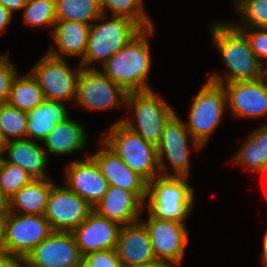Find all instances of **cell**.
<instances>
[{
	"mask_svg": "<svg viewBox=\"0 0 267 267\" xmlns=\"http://www.w3.org/2000/svg\"><path fill=\"white\" fill-rule=\"evenodd\" d=\"M84 267H125L119 260L116 249L99 250L83 257Z\"/></svg>",
	"mask_w": 267,
	"mask_h": 267,
	"instance_id": "cell-35",
	"label": "cell"
},
{
	"mask_svg": "<svg viewBox=\"0 0 267 267\" xmlns=\"http://www.w3.org/2000/svg\"><path fill=\"white\" fill-rule=\"evenodd\" d=\"M263 246H267V230H266V233L264 235Z\"/></svg>",
	"mask_w": 267,
	"mask_h": 267,
	"instance_id": "cell-46",
	"label": "cell"
},
{
	"mask_svg": "<svg viewBox=\"0 0 267 267\" xmlns=\"http://www.w3.org/2000/svg\"><path fill=\"white\" fill-rule=\"evenodd\" d=\"M141 222L149 233L156 261L168 267L179 265L188 244L189 233L185 223L157 219L149 213L148 219Z\"/></svg>",
	"mask_w": 267,
	"mask_h": 267,
	"instance_id": "cell-12",
	"label": "cell"
},
{
	"mask_svg": "<svg viewBox=\"0 0 267 267\" xmlns=\"http://www.w3.org/2000/svg\"><path fill=\"white\" fill-rule=\"evenodd\" d=\"M81 68L74 71L63 58L48 53L34 65L30 73L43 90L45 100H76L77 82Z\"/></svg>",
	"mask_w": 267,
	"mask_h": 267,
	"instance_id": "cell-8",
	"label": "cell"
},
{
	"mask_svg": "<svg viewBox=\"0 0 267 267\" xmlns=\"http://www.w3.org/2000/svg\"><path fill=\"white\" fill-rule=\"evenodd\" d=\"M25 267H77L83 256L72 232L53 231L22 262Z\"/></svg>",
	"mask_w": 267,
	"mask_h": 267,
	"instance_id": "cell-13",
	"label": "cell"
},
{
	"mask_svg": "<svg viewBox=\"0 0 267 267\" xmlns=\"http://www.w3.org/2000/svg\"><path fill=\"white\" fill-rule=\"evenodd\" d=\"M188 137L192 138L185 122L175 112L165 123L160 141L156 146L160 175L188 178L190 170ZM164 156L170 162V166H173L174 174L167 171L172 168L165 166Z\"/></svg>",
	"mask_w": 267,
	"mask_h": 267,
	"instance_id": "cell-9",
	"label": "cell"
},
{
	"mask_svg": "<svg viewBox=\"0 0 267 267\" xmlns=\"http://www.w3.org/2000/svg\"><path fill=\"white\" fill-rule=\"evenodd\" d=\"M121 226L92 210L72 233L81 255L99 250L116 249Z\"/></svg>",
	"mask_w": 267,
	"mask_h": 267,
	"instance_id": "cell-18",
	"label": "cell"
},
{
	"mask_svg": "<svg viewBox=\"0 0 267 267\" xmlns=\"http://www.w3.org/2000/svg\"><path fill=\"white\" fill-rule=\"evenodd\" d=\"M232 160L254 172L267 169V123L248 136Z\"/></svg>",
	"mask_w": 267,
	"mask_h": 267,
	"instance_id": "cell-26",
	"label": "cell"
},
{
	"mask_svg": "<svg viewBox=\"0 0 267 267\" xmlns=\"http://www.w3.org/2000/svg\"><path fill=\"white\" fill-rule=\"evenodd\" d=\"M212 39L221 58L228 67L225 78L212 74L208 80L216 84H228L237 81H253L263 77L261 65L253 53L246 35L232 22H216L211 29Z\"/></svg>",
	"mask_w": 267,
	"mask_h": 267,
	"instance_id": "cell-1",
	"label": "cell"
},
{
	"mask_svg": "<svg viewBox=\"0 0 267 267\" xmlns=\"http://www.w3.org/2000/svg\"><path fill=\"white\" fill-rule=\"evenodd\" d=\"M102 141L147 182L160 175L157 147L145 141L122 122L113 124Z\"/></svg>",
	"mask_w": 267,
	"mask_h": 267,
	"instance_id": "cell-4",
	"label": "cell"
},
{
	"mask_svg": "<svg viewBox=\"0 0 267 267\" xmlns=\"http://www.w3.org/2000/svg\"><path fill=\"white\" fill-rule=\"evenodd\" d=\"M86 137L84 127L68 116L57 123L43 140L45 151L56 155L75 153L85 147Z\"/></svg>",
	"mask_w": 267,
	"mask_h": 267,
	"instance_id": "cell-24",
	"label": "cell"
},
{
	"mask_svg": "<svg viewBox=\"0 0 267 267\" xmlns=\"http://www.w3.org/2000/svg\"><path fill=\"white\" fill-rule=\"evenodd\" d=\"M142 0H100V9L103 14L107 11L113 16H121L136 22L142 29L152 28L153 25L146 15Z\"/></svg>",
	"mask_w": 267,
	"mask_h": 267,
	"instance_id": "cell-29",
	"label": "cell"
},
{
	"mask_svg": "<svg viewBox=\"0 0 267 267\" xmlns=\"http://www.w3.org/2000/svg\"><path fill=\"white\" fill-rule=\"evenodd\" d=\"M44 215H27L8 212L5 232L6 252L21 262L51 233Z\"/></svg>",
	"mask_w": 267,
	"mask_h": 267,
	"instance_id": "cell-11",
	"label": "cell"
},
{
	"mask_svg": "<svg viewBox=\"0 0 267 267\" xmlns=\"http://www.w3.org/2000/svg\"><path fill=\"white\" fill-rule=\"evenodd\" d=\"M116 252L124 266L160 263L154 256L147 228L140 220L121 226Z\"/></svg>",
	"mask_w": 267,
	"mask_h": 267,
	"instance_id": "cell-19",
	"label": "cell"
},
{
	"mask_svg": "<svg viewBox=\"0 0 267 267\" xmlns=\"http://www.w3.org/2000/svg\"><path fill=\"white\" fill-rule=\"evenodd\" d=\"M45 101L43 90L31 73L14 78L7 104L29 112Z\"/></svg>",
	"mask_w": 267,
	"mask_h": 267,
	"instance_id": "cell-27",
	"label": "cell"
},
{
	"mask_svg": "<svg viewBox=\"0 0 267 267\" xmlns=\"http://www.w3.org/2000/svg\"><path fill=\"white\" fill-rule=\"evenodd\" d=\"M24 11V22L30 26H55V0H27Z\"/></svg>",
	"mask_w": 267,
	"mask_h": 267,
	"instance_id": "cell-32",
	"label": "cell"
},
{
	"mask_svg": "<svg viewBox=\"0 0 267 267\" xmlns=\"http://www.w3.org/2000/svg\"><path fill=\"white\" fill-rule=\"evenodd\" d=\"M263 78L267 81V66L263 68Z\"/></svg>",
	"mask_w": 267,
	"mask_h": 267,
	"instance_id": "cell-45",
	"label": "cell"
},
{
	"mask_svg": "<svg viewBox=\"0 0 267 267\" xmlns=\"http://www.w3.org/2000/svg\"><path fill=\"white\" fill-rule=\"evenodd\" d=\"M65 171L66 187L94 208L109 186L94 159L88 156L84 160H73Z\"/></svg>",
	"mask_w": 267,
	"mask_h": 267,
	"instance_id": "cell-16",
	"label": "cell"
},
{
	"mask_svg": "<svg viewBox=\"0 0 267 267\" xmlns=\"http://www.w3.org/2000/svg\"><path fill=\"white\" fill-rule=\"evenodd\" d=\"M223 85L234 117L256 118L267 114V81H237Z\"/></svg>",
	"mask_w": 267,
	"mask_h": 267,
	"instance_id": "cell-15",
	"label": "cell"
},
{
	"mask_svg": "<svg viewBox=\"0 0 267 267\" xmlns=\"http://www.w3.org/2000/svg\"><path fill=\"white\" fill-rule=\"evenodd\" d=\"M7 209V201L0 194V212H3Z\"/></svg>",
	"mask_w": 267,
	"mask_h": 267,
	"instance_id": "cell-44",
	"label": "cell"
},
{
	"mask_svg": "<svg viewBox=\"0 0 267 267\" xmlns=\"http://www.w3.org/2000/svg\"><path fill=\"white\" fill-rule=\"evenodd\" d=\"M143 29L129 18L113 16L110 21L91 24L87 49L82 68L96 69L89 64L102 61L104 65L114 54L121 50ZM86 66V67H83Z\"/></svg>",
	"mask_w": 267,
	"mask_h": 267,
	"instance_id": "cell-6",
	"label": "cell"
},
{
	"mask_svg": "<svg viewBox=\"0 0 267 267\" xmlns=\"http://www.w3.org/2000/svg\"><path fill=\"white\" fill-rule=\"evenodd\" d=\"M235 6L248 28H267V0H236Z\"/></svg>",
	"mask_w": 267,
	"mask_h": 267,
	"instance_id": "cell-33",
	"label": "cell"
},
{
	"mask_svg": "<svg viewBox=\"0 0 267 267\" xmlns=\"http://www.w3.org/2000/svg\"><path fill=\"white\" fill-rule=\"evenodd\" d=\"M27 121V112L7 103H0V132L7 141L25 139Z\"/></svg>",
	"mask_w": 267,
	"mask_h": 267,
	"instance_id": "cell-30",
	"label": "cell"
},
{
	"mask_svg": "<svg viewBox=\"0 0 267 267\" xmlns=\"http://www.w3.org/2000/svg\"><path fill=\"white\" fill-rule=\"evenodd\" d=\"M33 178L18 165L0 161V194L8 201Z\"/></svg>",
	"mask_w": 267,
	"mask_h": 267,
	"instance_id": "cell-31",
	"label": "cell"
},
{
	"mask_svg": "<svg viewBox=\"0 0 267 267\" xmlns=\"http://www.w3.org/2000/svg\"><path fill=\"white\" fill-rule=\"evenodd\" d=\"M50 179H33L7 201V210L17 214L44 215L48 196L54 186Z\"/></svg>",
	"mask_w": 267,
	"mask_h": 267,
	"instance_id": "cell-23",
	"label": "cell"
},
{
	"mask_svg": "<svg viewBox=\"0 0 267 267\" xmlns=\"http://www.w3.org/2000/svg\"><path fill=\"white\" fill-rule=\"evenodd\" d=\"M260 173H266V175H267V169L261 171ZM266 179H267V177H266Z\"/></svg>",
	"mask_w": 267,
	"mask_h": 267,
	"instance_id": "cell-47",
	"label": "cell"
},
{
	"mask_svg": "<svg viewBox=\"0 0 267 267\" xmlns=\"http://www.w3.org/2000/svg\"><path fill=\"white\" fill-rule=\"evenodd\" d=\"M17 76L16 68L11 64L8 55L0 59V103H6L14 78Z\"/></svg>",
	"mask_w": 267,
	"mask_h": 267,
	"instance_id": "cell-36",
	"label": "cell"
},
{
	"mask_svg": "<svg viewBox=\"0 0 267 267\" xmlns=\"http://www.w3.org/2000/svg\"><path fill=\"white\" fill-rule=\"evenodd\" d=\"M90 26L77 21H56L51 33L57 48L55 50L51 47L47 53L63 59L65 55H77L82 62L86 54Z\"/></svg>",
	"mask_w": 267,
	"mask_h": 267,
	"instance_id": "cell-21",
	"label": "cell"
},
{
	"mask_svg": "<svg viewBox=\"0 0 267 267\" xmlns=\"http://www.w3.org/2000/svg\"><path fill=\"white\" fill-rule=\"evenodd\" d=\"M128 107L134 110L133 117H127L120 121L131 131L141 136L155 146L160 141L163 127L169 118L175 113L174 109L168 105L154 91L147 90L142 92L127 93L126 103Z\"/></svg>",
	"mask_w": 267,
	"mask_h": 267,
	"instance_id": "cell-5",
	"label": "cell"
},
{
	"mask_svg": "<svg viewBox=\"0 0 267 267\" xmlns=\"http://www.w3.org/2000/svg\"><path fill=\"white\" fill-rule=\"evenodd\" d=\"M8 218V210L0 212V253L6 251L5 247V232H6V222Z\"/></svg>",
	"mask_w": 267,
	"mask_h": 267,
	"instance_id": "cell-38",
	"label": "cell"
},
{
	"mask_svg": "<svg viewBox=\"0 0 267 267\" xmlns=\"http://www.w3.org/2000/svg\"><path fill=\"white\" fill-rule=\"evenodd\" d=\"M13 15L0 4V33L11 22Z\"/></svg>",
	"mask_w": 267,
	"mask_h": 267,
	"instance_id": "cell-40",
	"label": "cell"
},
{
	"mask_svg": "<svg viewBox=\"0 0 267 267\" xmlns=\"http://www.w3.org/2000/svg\"><path fill=\"white\" fill-rule=\"evenodd\" d=\"M144 203L131 191L108 186L107 192L93 208L99 215L120 226L138 222Z\"/></svg>",
	"mask_w": 267,
	"mask_h": 267,
	"instance_id": "cell-20",
	"label": "cell"
},
{
	"mask_svg": "<svg viewBox=\"0 0 267 267\" xmlns=\"http://www.w3.org/2000/svg\"><path fill=\"white\" fill-rule=\"evenodd\" d=\"M187 177L155 176L148 182L147 196L144 202L148 213L157 219L185 223L194 205L193 188Z\"/></svg>",
	"mask_w": 267,
	"mask_h": 267,
	"instance_id": "cell-3",
	"label": "cell"
},
{
	"mask_svg": "<svg viewBox=\"0 0 267 267\" xmlns=\"http://www.w3.org/2000/svg\"><path fill=\"white\" fill-rule=\"evenodd\" d=\"M127 93L102 71L81 67L75 102L89 110H107L126 103Z\"/></svg>",
	"mask_w": 267,
	"mask_h": 267,
	"instance_id": "cell-10",
	"label": "cell"
},
{
	"mask_svg": "<svg viewBox=\"0 0 267 267\" xmlns=\"http://www.w3.org/2000/svg\"><path fill=\"white\" fill-rule=\"evenodd\" d=\"M5 156L2 161L18 165L33 179H49L45 168L48 161L47 152L32 139H16L7 142Z\"/></svg>",
	"mask_w": 267,
	"mask_h": 267,
	"instance_id": "cell-22",
	"label": "cell"
},
{
	"mask_svg": "<svg viewBox=\"0 0 267 267\" xmlns=\"http://www.w3.org/2000/svg\"><path fill=\"white\" fill-rule=\"evenodd\" d=\"M263 248V251H262V257H261V260H262V263H263V266L264 267H267V246H262Z\"/></svg>",
	"mask_w": 267,
	"mask_h": 267,
	"instance_id": "cell-43",
	"label": "cell"
},
{
	"mask_svg": "<svg viewBox=\"0 0 267 267\" xmlns=\"http://www.w3.org/2000/svg\"><path fill=\"white\" fill-rule=\"evenodd\" d=\"M22 262L8 252L0 253V267H19Z\"/></svg>",
	"mask_w": 267,
	"mask_h": 267,
	"instance_id": "cell-37",
	"label": "cell"
},
{
	"mask_svg": "<svg viewBox=\"0 0 267 267\" xmlns=\"http://www.w3.org/2000/svg\"><path fill=\"white\" fill-rule=\"evenodd\" d=\"M27 0H0V4L6 8L12 15L13 11L23 9Z\"/></svg>",
	"mask_w": 267,
	"mask_h": 267,
	"instance_id": "cell-39",
	"label": "cell"
},
{
	"mask_svg": "<svg viewBox=\"0 0 267 267\" xmlns=\"http://www.w3.org/2000/svg\"><path fill=\"white\" fill-rule=\"evenodd\" d=\"M153 30L154 27L143 29L102 66V72L126 93L151 90L147 83L151 67L147 38Z\"/></svg>",
	"mask_w": 267,
	"mask_h": 267,
	"instance_id": "cell-2",
	"label": "cell"
},
{
	"mask_svg": "<svg viewBox=\"0 0 267 267\" xmlns=\"http://www.w3.org/2000/svg\"><path fill=\"white\" fill-rule=\"evenodd\" d=\"M125 267H168V266L163 263H147V264H140V265L125 266Z\"/></svg>",
	"mask_w": 267,
	"mask_h": 267,
	"instance_id": "cell-42",
	"label": "cell"
},
{
	"mask_svg": "<svg viewBox=\"0 0 267 267\" xmlns=\"http://www.w3.org/2000/svg\"><path fill=\"white\" fill-rule=\"evenodd\" d=\"M93 210L91 205L66 186L51 188L44 213L52 231L72 232Z\"/></svg>",
	"mask_w": 267,
	"mask_h": 267,
	"instance_id": "cell-14",
	"label": "cell"
},
{
	"mask_svg": "<svg viewBox=\"0 0 267 267\" xmlns=\"http://www.w3.org/2000/svg\"><path fill=\"white\" fill-rule=\"evenodd\" d=\"M102 143L103 148L91 157L98 165L108 185L131 191L144 203L147 199L148 182L132 171L103 141Z\"/></svg>",
	"mask_w": 267,
	"mask_h": 267,
	"instance_id": "cell-17",
	"label": "cell"
},
{
	"mask_svg": "<svg viewBox=\"0 0 267 267\" xmlns=\"http://www.w3.org/2000/svg\"><path fill=\"white\" fill-rule=\"evenodd\" d=\"M226 105L227 95L223 85L207 80L194 98L188 124L185 122L194 149H200L209 140L222 121Z\"/></svg>",
	"mask_w": 267,
	"mask_h": 267,
	"instance_id": "cell-7",
	"label": "cell"
},
{
	"mask_svg": "<svg viewBox=\"0 0 267 267\" xmlns=\"http://www.w3.org/2000/svg\"><path fill=\"white\" fill-rule=\"evenodd\" d=\"M68 111L63 102L45 100L33 110L27 112L26 138L33 137L43 141L54 126L68 117Z\"/></svg>",
	"mask_w": 267,
	"mask_h": 267,
	"instance_id": "cell-25",
	"label": "cell"
},
{
	"mask_svg": "<svg viewBox=\"0 0 267 267\" xmlns=\"http://www.w3.org/2000/svg\"><path fill=\"white\" fill-rule=\"evenodd\" d=\"M7 140L0 132V161L4 159L3 153L6 151L7 147Z\"/></svg>",
	"mask_w": 267,
	"mask_h": 267,
	"instance_id": "cell-41",
	"label": "cell"
},
{
	"mask_svg": "<svg viewBox=\"0 0 267 267\" xmlns=\"http://www.w3.org/2000/svg\"><path fill=\"white\" fill-rule=\"evenodd\" d=\"M232 24L246 35L253 53L262 65L261 59L267 58V28H246L247 33L242 26Z\"/></svg>",
	"mask_w": 267,
	"mask_h": 267,
	"instance_id": "cell-34",
	"label": "cell"
},
{
	"mask_svg": "<svg viewBox=\"0 0 267 267\" xmlns=\"http://www.w3.org/2000/svg\"><path fill=\"white\" fill-rule=\"evenodd\" d=\"M56 21H77L91 25V21L108 17L100 9V0H55Z\"/></svg>",
	"mask_w": 267,
	"mask_h": 267,
	"instance_id": "cell-28",
	"label": "cell"
}]
</instances>
